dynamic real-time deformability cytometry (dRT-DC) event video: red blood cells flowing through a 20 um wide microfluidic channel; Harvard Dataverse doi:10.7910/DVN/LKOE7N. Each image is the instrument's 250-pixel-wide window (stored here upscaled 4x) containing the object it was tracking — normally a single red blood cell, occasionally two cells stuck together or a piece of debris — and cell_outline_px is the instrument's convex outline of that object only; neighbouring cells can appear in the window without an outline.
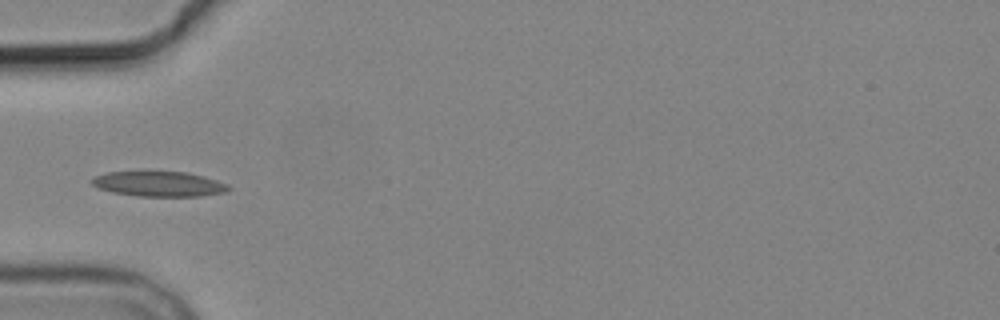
{"species": "common noctule bat (a hibernating species)", "species_latin": "Nyctalus noctula", "temperature_condition": "cold", "stored_images_in_passage": 4, "camera_frame_rate_fps": 3000, "um_per_image_px": 0.085, "animal": {"sex": "male", "body_mass_g": 19.2, "forearm_length_mm": 51.8}, "frame": {"image": 1, "passage_image": 4, "time_ms": 4.333, "image_size_px": [1000, 320], "cell_outline_px": [[232, 188], [228, 192], [200, 196], [136, 196], [112, 192], [96, 188], [92, 184], [92, 180], [96, 176], [108, 172], [144, 168], [188, 172], [204, 176], [228, 184]], "centroid_in_image_um": [13.49, 15.58], "position_along_channel_um": 71.5, "area_um2": 21.15}}